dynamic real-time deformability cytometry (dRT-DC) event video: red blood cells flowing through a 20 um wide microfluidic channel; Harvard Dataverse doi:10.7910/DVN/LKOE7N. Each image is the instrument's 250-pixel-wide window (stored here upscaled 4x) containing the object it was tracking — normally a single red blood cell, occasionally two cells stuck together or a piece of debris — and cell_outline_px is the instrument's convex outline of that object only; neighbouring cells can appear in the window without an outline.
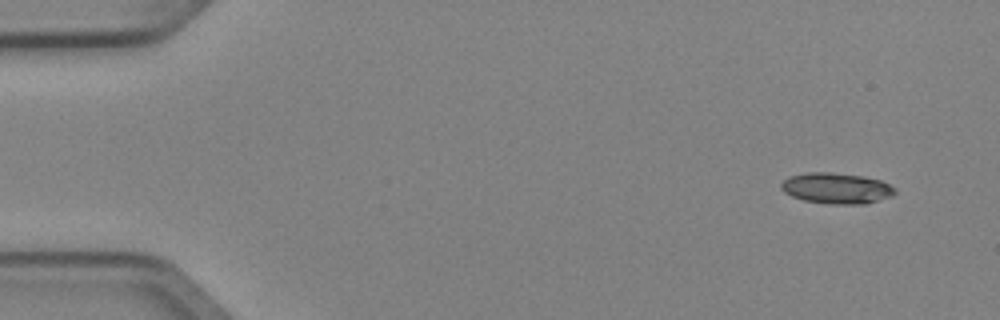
{"species": "Egyptian fruit bat (a non-hibernating species)", "species_latin": "Rousettus aegyptiacus", "temperature_condition": "cold", "stored_images_in_passage": 4, "camera_frame_rate_fps": 3000, "um_per_image_px": 0.085, "animal": {"sex": "female"}, "frame": {"image": 1, "passage_image": 1, "time_ms": 0.0, "image_size_px": [1000, 320], "cell_outline_px": [[896, 192], [892, 196], [864, 204], [828, 204], [804, 200], [792, 196], [784, 192], [780, 188], [780, 184], [788, 176], [808, 172], [832, 172], [864, 176], [880, 180], [896, 188]], "centroid_in_image_um": [71.09, 15.99], "position_along_channel_um": 13.9, "area_um2": 20.58}}
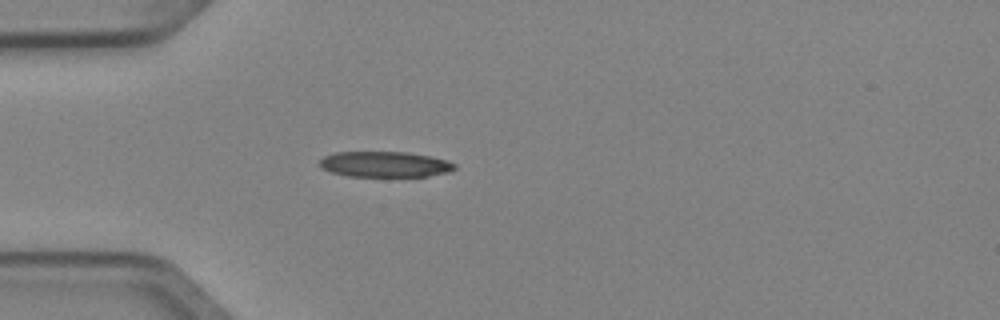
{"frame": {"image": 2, "passage_image": 4, "time_ms": 1.0, "image_size_px": [1000, 320], "cell_outline_px": [[456, 168], [448, 172], [428, 176], [348, 176], [332, 172], [320, 168], [320, 160], [324, 156], [336, 152], [404, 152], [428, 156], [448, 160], [456, 164]], "centroid_in_image_um": [32.71, 13.96], "position_along_channel_um": 52.3, "area_um2": 20.06}}